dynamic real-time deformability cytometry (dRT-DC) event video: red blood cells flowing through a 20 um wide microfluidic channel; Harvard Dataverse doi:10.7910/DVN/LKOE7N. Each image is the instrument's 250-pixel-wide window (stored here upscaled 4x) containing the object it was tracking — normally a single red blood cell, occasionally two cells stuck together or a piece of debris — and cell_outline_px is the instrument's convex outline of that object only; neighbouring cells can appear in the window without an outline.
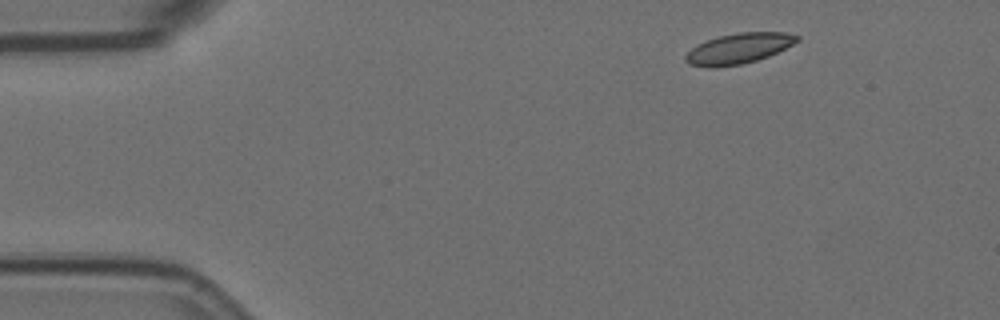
{"species": "Egyptian fruit bat (a non-hibernating species)", "species_latin": "Rousettus aegyptiacus", "temperature_condition": "room temperature", "stored_images_in_passage": 51, "camera_frame_rate_fps": 3000, "um_per_image_px": 0.085, "animal": {"sex": "female"}, "frame": {"image": 1, "passage_image": 1, "time_ms": 0.0, "image_size_px": [1000, 320], "cell_outline_px": [[800, 40], [768, 56], [756, 60], [740, 64], [716, 68], [708, 68], [688, 64], [684, 60], [684, 56], [696, 44], [720, 36], [736, 32], [788, 32], [800, 36]], "centroid_in_image_um": [62.76, 4.12], "position_along_channel_um": 22.2, "area_um2": 19.83}}
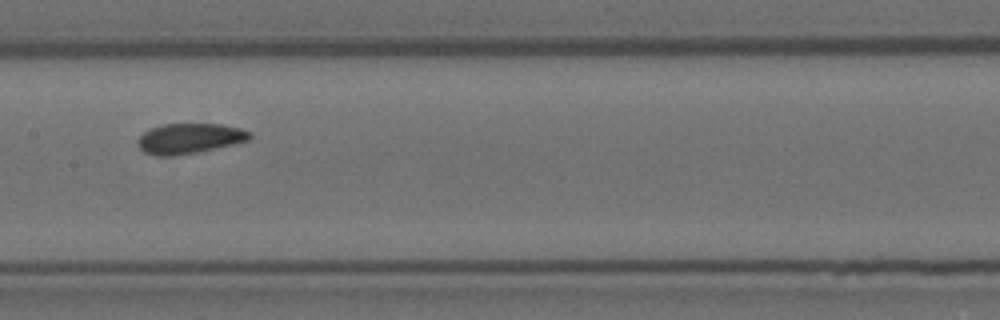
{"frame": {"image": 2, "passage_image": 22, "time_ms": 7.0, "image_size_px": [1000, 320], "cell_outline_px": [[252, 136], [248, 140], [236, 144], [196, 152], [160, 156], [156, 156], [144, 152], [136, 144], [136, 140], [144, 132], [152, 128], [164, 124], [220, 124], [240, 128], [248, 132]], "centroid_in_image_um": [16.09, 11.76], "position_along_channel_um": 191.3, "area_um2": 19.48}}
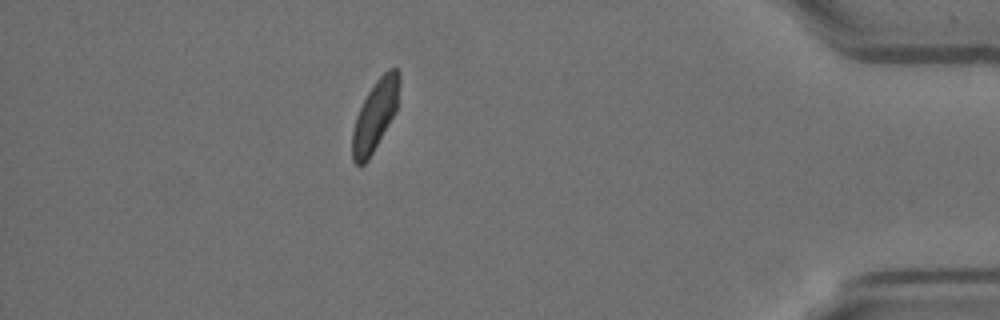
{"frame": {"image": 3, "passage_image": 44, "time_ms": 14.333, "image_size_px": [1000, 320], "cell_outline_px": [[400, 84], [396, 112], [368, 160], [364, 164], [356, 164], [352, 160], [352, 132], [356, 116], [368, 92], [376, 80], [388, 68], [396, 68], [400, 72]], "centroid_in_image_um": [31.9, 9.79], "position_along_channel_um": 403.3, "area_um2": 19.25}, "authors_computed_cell_mechanics": {"area_um2": 19.941, "velocity_mm_per_s": 3.5331, "shape_relaxation_time_tau1_ms": 7.2827, "shape_relaxation_time_tau2_ms": 2.7482, "deformation_change_tau1": 0.1204, "deformation_change_tau2": 0.0698}}